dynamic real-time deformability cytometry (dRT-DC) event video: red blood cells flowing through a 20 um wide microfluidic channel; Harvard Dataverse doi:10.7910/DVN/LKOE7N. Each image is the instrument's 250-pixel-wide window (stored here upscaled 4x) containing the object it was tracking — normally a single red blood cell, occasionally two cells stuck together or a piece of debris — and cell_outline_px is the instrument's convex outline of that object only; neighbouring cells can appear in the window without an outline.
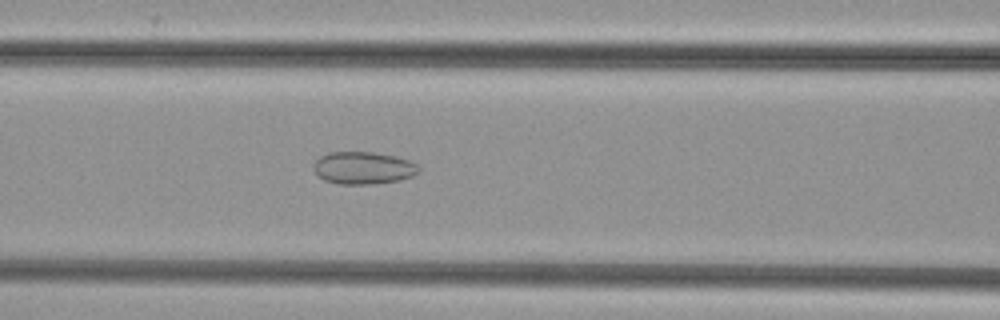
{"species": "common noctule bat (a hibernating species)", "species_latin": "Nyctalus noctula", "temperature_condition": "cold", "stored_images_in_passage": 44, "camera_frame_rate_fps": 3000, "um_per_image_px": 0.085, "animal": {"sex": "female", "body_mass_g": 29.2, "forearm_length_mm": 56.3}, "frame": {"image": 1, "passage_image": 19, "time_ms": 6.0, "image_size_px": [1000, 320], "cell_outline_px": [[420, 172], [412, 176], [400, 180], [372, 184], [340, 184], [324, 180], [312, 168], [312, 164], [320, 156], [328, 152], [372, 152], [396, 156], [408, 160], [416, 164], [420, 168]], "centroid_in_image_um": [30.87, 14.27], "position_along_channel_um": 135.7, "area_um2": 19.94}}
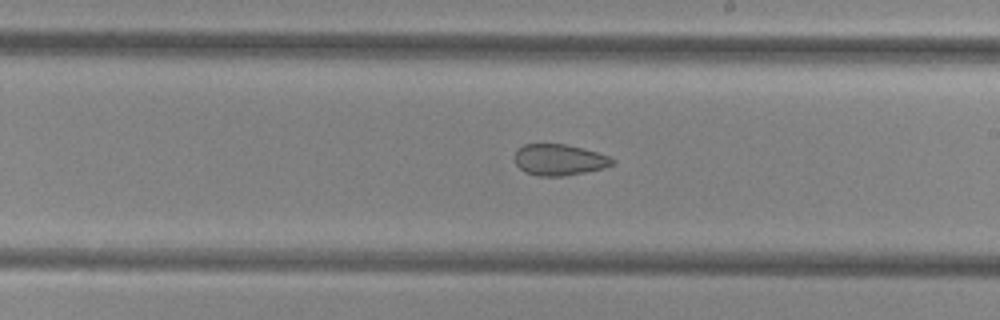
{"frame": {"image": 2, "passage_image": 27, "time_ms": 8.667, "image_size_px": [1000, 320], "cell_outline_px": [[616, 160], [612, 164], [604, 168], [564, 176], [536, 176], [524, 172], [516, 164], [516, 148], [524, 144], [564, 144], [596, 152], [608, 156]], "centroid_in_image_um": [47.5, 13.59], "position_along_channel_um": 241.5, "area_um2": 17.63}}
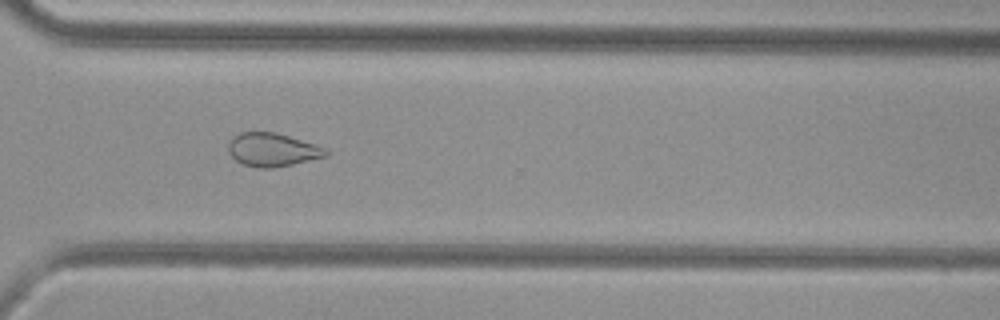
{"frame": {"image": 3, "passage_image": 35, "time_ms": 11.333, "image_size_px": [1000, 320], "cell_outline_px": [[328, 156], [292, 164], [272, 168], [256, 168], [244, 164], [236, 160], [228, 152], [228, 144], [240, 132], [276, 132], [316, 144], [328, 148]], "centroid_in_image_um": [23.2, 12.73], "position_along_channel_um": 347.4, "area_um2": 18.96}}